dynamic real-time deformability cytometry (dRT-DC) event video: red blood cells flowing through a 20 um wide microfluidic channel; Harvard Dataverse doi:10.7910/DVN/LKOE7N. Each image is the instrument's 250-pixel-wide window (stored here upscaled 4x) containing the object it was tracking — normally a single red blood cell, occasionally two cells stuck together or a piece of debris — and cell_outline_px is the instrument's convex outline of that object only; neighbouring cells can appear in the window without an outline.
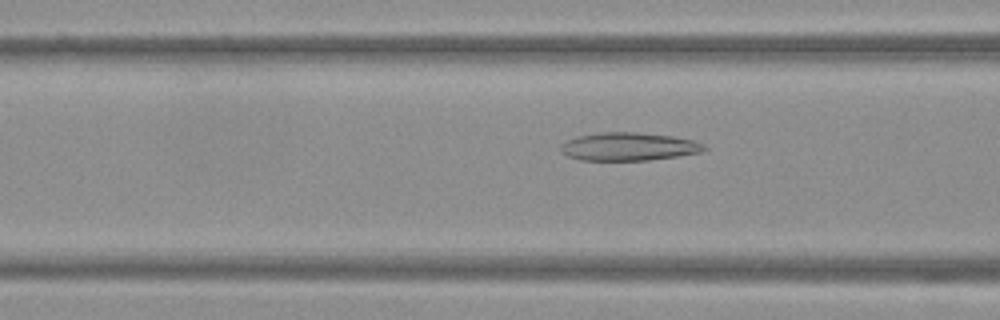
{"species": "Egyptian fruit bat (a non-hibernating species)", "species_latin": "Rousettus aegyptiacus", "temperature_condition": "warm", "stored_images_in_passage": 57, "camera_frame_rate_fps": 3000, "um_per_image_px": 0.085, "frame": {"image": 1, "passage_image": 22, "time_ms": 7.0, "image_size_px": [1000, 320], "cell_outline_px": [[708, 148], [700, 152], [676, 156], [648, 160], [580, 160], [568, 156], [560, 152], [560, 144], [576, 136], [604, 132], [636, 132], [672, 136], [692, 140], [704, 144]], "centroid_in_image_um": [53.4, 12.46], "position_along_channel_um": 113.2, "area_um2": 23.41}}
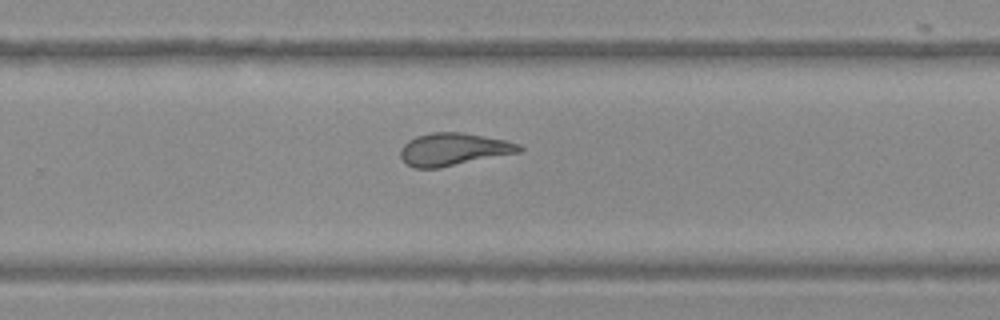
{"frame": {"image": 2, "passage_image": 37, "time_ms": 12.0, "image_size_px": [1000, 320], "cell_outline_px": [[524, 148], [520, 152], [440, 168], [412, 168], [400, 156], [400, 148], [408, 140], [416, 136], [432, 132], [460, 132], [484, 136], [504, 140], [520, 144]], "centroid_in_image_um": [38.54, 12.69], "position_along_channel_um": 291.3, "area_um2": 22.54}}
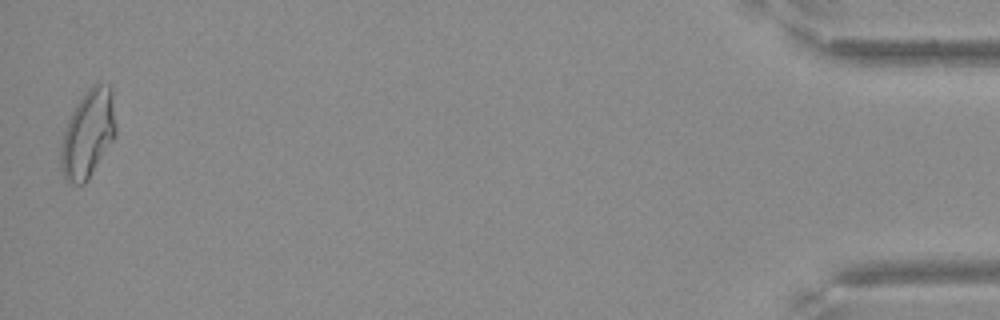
{"frame": {"image": 3, "passage_image": 56, "time_ms": 18.333, "image_size_px": [1000, 320], "cell_outline_px": [[116, 136], [88, 180], [84, 184], [72, 184], [64, 176], [60, 164], [60, 144], [68, 120], [76, 104], [84, 92], [92, 84], [112, 84], [116, 124]], "centroid_in_image_um": [7.5, 11.35], "position_along_channel_um": 427.7, "area_um2": 28.5}}